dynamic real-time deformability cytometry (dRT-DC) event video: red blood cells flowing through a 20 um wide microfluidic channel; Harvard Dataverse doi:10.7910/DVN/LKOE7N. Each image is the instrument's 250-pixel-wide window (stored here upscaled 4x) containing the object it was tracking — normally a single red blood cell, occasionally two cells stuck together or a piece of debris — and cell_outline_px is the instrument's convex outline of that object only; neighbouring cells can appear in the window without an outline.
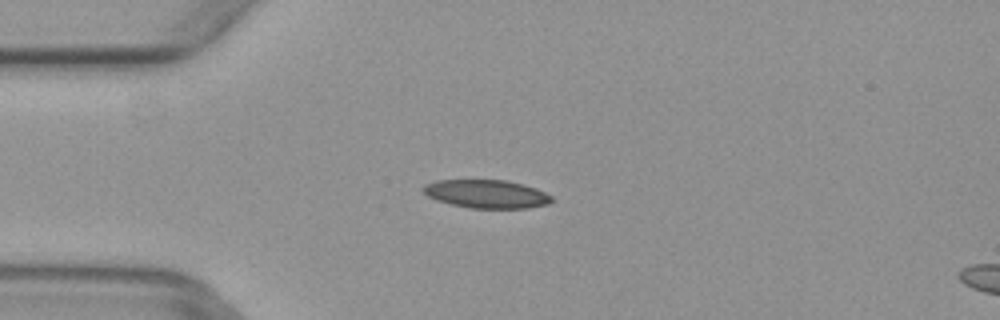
{"species": "common noctule bat (a hibernating species)", "species_latin": "Nyctalus noctula", "temperature_condition": "warm", "stored_images_in_passage": 4, "camera_frame_rate_fps": 3000, "um_per_image_px": 0.085, "animal": {"sex": "female", "body_mass_g": 29.2, "forearm_length_mm": 56.3}, "frame": {"image": 1, "passage_image": 3, "time_ms": 0.667, "image_size_px": [1000, 320], "cell_outline_px": [[552, 200], [548, 204], [528, 208], [468, 208], [436, 200], [428, 196], [420, 188], [424, 184], [436, 180], [504, 180], [524, 184], [536, 188], [552, 196]], "centroid_in_image_um": [41.33, 16.48], "position_along_channel_um": 43.7, "area_um2": 21.27}}